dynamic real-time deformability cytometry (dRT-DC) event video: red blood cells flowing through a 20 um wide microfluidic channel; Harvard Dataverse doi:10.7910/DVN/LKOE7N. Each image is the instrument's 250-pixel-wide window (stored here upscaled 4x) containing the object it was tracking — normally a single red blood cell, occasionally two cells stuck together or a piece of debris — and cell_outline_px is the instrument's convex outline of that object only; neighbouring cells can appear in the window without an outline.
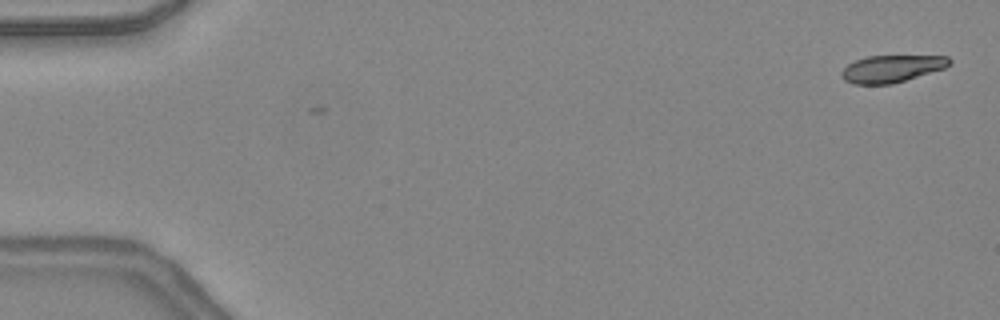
{"species": "common noctule bat (a hibernating species)", "species_latin": "Nyctalus noctula", "temperature_condition": "warm", "stored_images_in_passage": 12, "camera_frame_rate_fps": 3000, "um_per_image_px": 0.085, "animal": {"sex": "female", "body_mass_g": 24.6, "forearm_length_mm": 56.2}, "frame": {"image": 1, "passage_image": 1, "time_ms": 0.0, "image_size_px": [1000, 320], "cell_outline_px": [[952, 64], [944, 68], [892, 84], [852, 84], [844, 80], [840, 76], [840, 72], [848, 64], [856, 60], [868, 56], [948, 56], [952, 60]], "centroid_in_image_um": [75.78, 5.84], "position_along_channel_um": 9.2, "area_um2": 17.05}}